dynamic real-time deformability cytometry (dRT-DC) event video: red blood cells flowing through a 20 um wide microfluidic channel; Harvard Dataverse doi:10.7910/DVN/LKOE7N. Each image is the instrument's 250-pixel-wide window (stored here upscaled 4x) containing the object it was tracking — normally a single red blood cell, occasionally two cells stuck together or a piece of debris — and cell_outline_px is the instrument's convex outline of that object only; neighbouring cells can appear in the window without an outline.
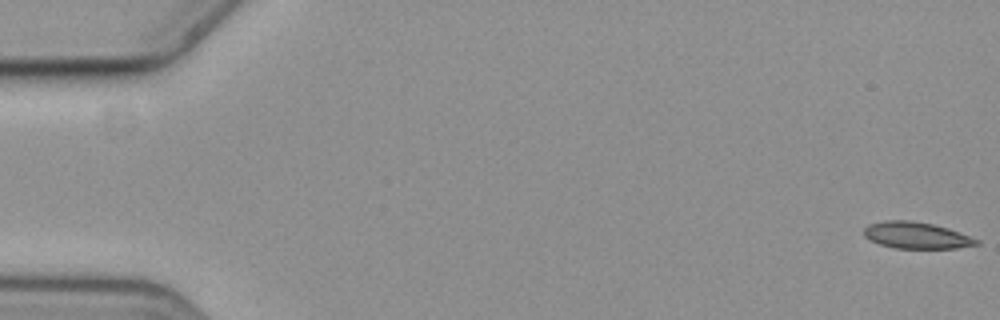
{"species": "common noctule bat (a hibernating species)", "species_latin": "Nyctalus noctula", "temperature_condition": "cold", "stored_images_in_passage": 59, "camera_frame_rate_fps": 3000, "um_per_image_px": 0.085, "animal": {"sex": "female", "body_mass_g": 19.3, "forearm_length_mm": 54.1}, "frame": {"image": 1, "passage_image": 1, "time_ms": 0.0, "image_size_px": [1000, 320], "cell_outline_px": [[980, 244], [956, 248], [896, 248], [880, 244], [868, 240], [864, 236], [864, 228], [868, 224], [888, 220], [912, 220], [932, 224], [948, 228], [980, 240]], "centroid_in_image_um": [77.88, 20.0], "position_along_channel_um": 7.1, "area_um2": 17.4}}
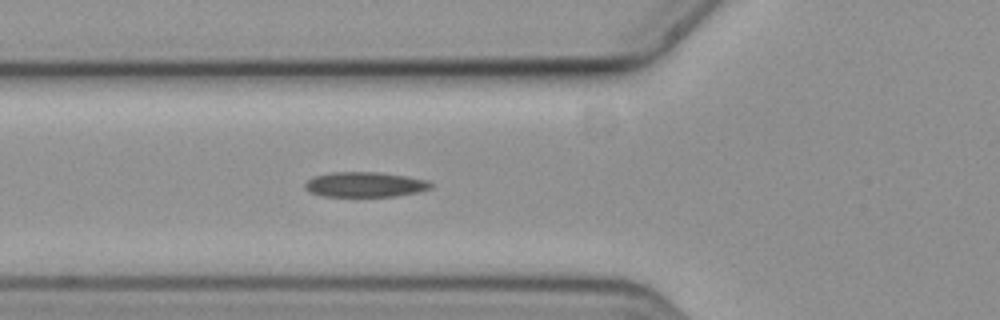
{"frame": {"image": 2, "passage_image": 22, "time_ms": 7.0, "image_size_px": [1000, 320], "cell_outline_px": [[432, 188], [416, 192], [396, 196], [324, 196], [308, 192], [304, 188], [304, 184], [312, 176], [332, 172], [376, 172], [408, 176], [428, 180], [432, 184]], "centroid_in_image_um": [31.0, 15.68], "position_along_channel_um": 94.8, "area_um2": 18.44}}
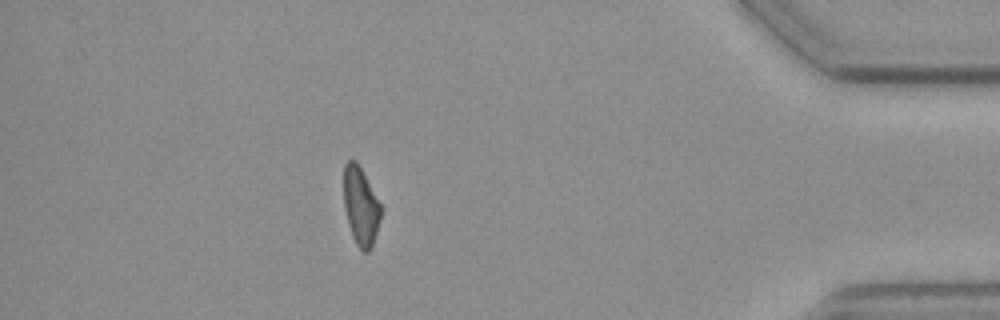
{"frame": {"image": 3, "passage_image": 52, "time_ms": 17.0, "image_size_px": [1000, 320], "cell_outline_px": [[380, 220], [372, 244], [368, 252], [364, 252], [356, 244], [352, 236], [348, 224], [344, 208], [344, 164], [348, 160], [356, 160], [380, 204]], "centroid_in_image_um": [30.63, 17.52], "position_along_channel_um": 404.6, "area_um2": 16.53}, "authors_computed_cell_mechanics": {"area_um2": 17.918, "velocity_mm_per_s": 3.5832, "shape_relaxation_time_tau1_ms": 6.3339, "shape_relaxation_time_tau2_ms": null, "deformation_change_tau1": 0.1158, "deformation_change_tau2": null}}